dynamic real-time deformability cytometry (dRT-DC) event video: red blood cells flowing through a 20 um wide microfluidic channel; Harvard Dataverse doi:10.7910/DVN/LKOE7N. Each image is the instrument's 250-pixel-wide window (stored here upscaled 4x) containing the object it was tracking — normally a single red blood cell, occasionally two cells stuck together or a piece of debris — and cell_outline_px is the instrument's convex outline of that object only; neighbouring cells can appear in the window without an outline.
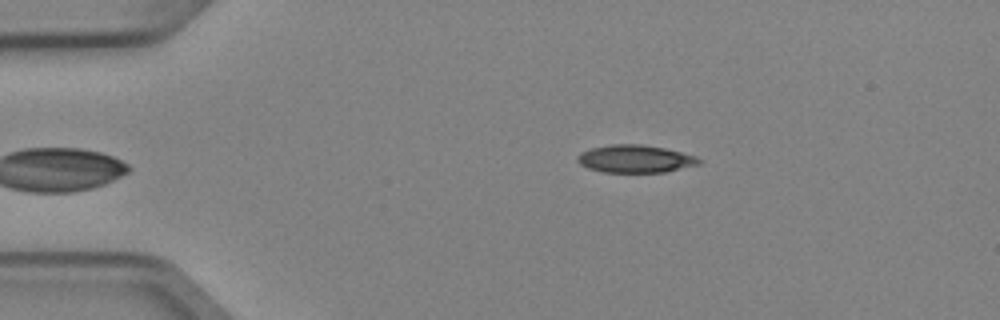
{"species": "Egyptian fruit bat (a non-hibernating species)", "species_latin": "Rousettus aegyptiacus", "temperature_condition": "cold", "stored_images_in_passage": 5, "camera_frame_rate_fps": 3000, "um_per_image_px": 0.085, "animal": {"sex": "female"}, "frame": {"image": 1, "passage_image": 5, "time_ms": 1.333, "image_size_px": [1000, 320], "cell_outline_px": [[700, 164], [664, 172], [604, 172], [588, 168], [580, 164], [576, 160], [576, 156], [580, 152], [592, 148], [612, 144], [640, 144], [664, 148], [696, 156], [700, 160]], "centroid_in_image_um": [53.96, 13.5], "position_along_channel_um": 31.0, "area_um2": 19.48}}